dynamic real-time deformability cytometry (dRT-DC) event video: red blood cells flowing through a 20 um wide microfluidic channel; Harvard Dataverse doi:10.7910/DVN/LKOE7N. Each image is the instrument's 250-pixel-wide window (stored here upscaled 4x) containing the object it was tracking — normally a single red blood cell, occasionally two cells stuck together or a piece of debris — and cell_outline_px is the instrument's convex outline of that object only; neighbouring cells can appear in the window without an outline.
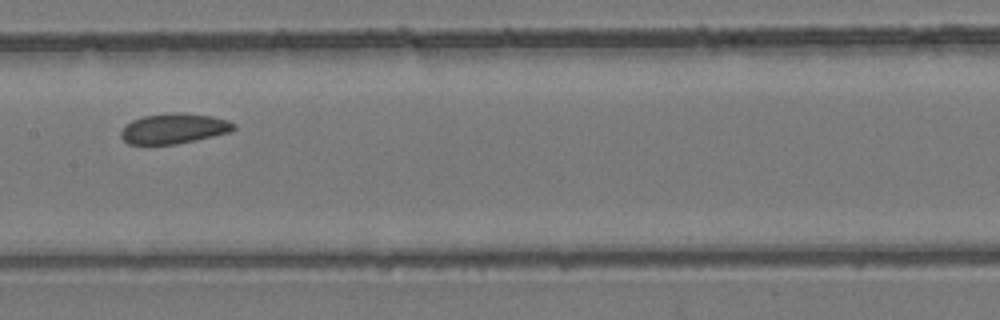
{"species": "common noctule bat (a hibernating species)", "species_latin": "Nyctalus noctula", "temperature_condition": "room temperature", "stored_images_in_passage": 5, "camera_frame_rate_fps": 3000, "um_per_image_px": 0.085, "animal": {"sex": "female", "body_mass_g": 24.6, "forearm_length_mm": 56.2}, "frame": {"image": 1, "passage_image": 5, "time_ms": 1.333, "image_size_px": [1000, 320], "cell_outline_px": [[236, 128], [232, 132], [196, 140], [176, 144], [128, 144], [120, 136], [120, 132], [132, 120], [144, 116], [168, 112], [212, 116], [228, 120], [236, 124]], "centroid_in_image_um": [14.82, 10.93], "position_along_channel_um": 192.6, "area_um2": 19.83}}